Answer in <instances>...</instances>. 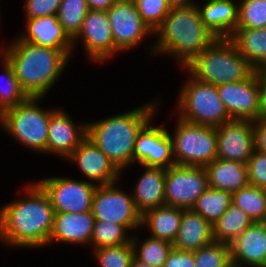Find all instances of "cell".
<instances>
[{"label": "cell", "mask_w": 266, "mask_h": 267, "mask_svg": "<svg viewBox=\"0 0 266 267\" xmlns=\"http://www.w3.org/2000/svg\"><path fill=\"white\" fill-rule=\"evenodd\" d=\"M26 197L0 208V239L17 248L48 245L53 228L54 208L49 196L36 183L24 187Z\"/></svg>", "instance_id": "6da1fadb"}, {"label": "cell", "mask_w": 266, "mask_h": 267, "mask_svg": "<svg viewBox=\"0 0 266 267\" xmlns=\"http://www.w3.org/2000/svg\"><path fill=\"white\" fill-rule=\"evenodd\" d=\"M73 49L38 46L18 37L0 50L28 97H44L57 83Z\"/></svg>", "instance_id": "7a4b0ae2"}, {"label": "cell", "mask_w": 266, "mask_h": 267, "mask_svg": "<svg viewBox=\"0 0 266 267\" xmlns=\"http://www.w3.org/2000/svg\"><path fill=\"white\" fill-rule=\"evenodd\" d=\"M157 41L151 55H172L181 67L187 66L217 38L204 26L196 4L174 6L155 31Z\"/></svg>", "instance_id": "3957f363"}, {"label": "cell", "mask_w": 266, "mask_h": 267, "mask_svg": "<svg viewBox=\"0 0 266 267\" xmlns=\"http://www.w3.org/2000/svg\"><path fill=\"white\" fill-rule=\"evenodd\" d=\"M153 101L133 110L90 121L87 124V137L110 159L122 173L133 165L135 141L140 130L153 119L156 107Z\"/></svg>", "instance_id": "277c9868"}, {"label": "cell", "mask_w": 266, "mask_h": 267, "mask_svg": "<svg viewBox=\"0 0 266 267\" xmlns=\"http://www.w3.org/2000/svg\"><path fill=\"white\" fill-rule=\"evenodd\" d=\"M184 69L214 86L246 80L257 71L229 38L216 39Z\"/></svg>", "instance_id": "5b68a950"}, {"label": "cell", "mask_w": 266, "mask_h": 267, "mask_svg": "<svg viewBox=\"0 0 266 267\" xmlns=\"http://www.w3.org/2000/svg\"><path fill=\"white\" fill-rule=\"evenodd\" d=\"M43 97H28L19 105L9 108L0 114L2 130L22 146L38 153H46L50 113L38 105Z\"/></svg>", "instance_id": "8992f818"}, {"label": "cell", "mask_w": 266, "mask_h": 267, "mask_svg": "<svg viewBox=\"0 0 266 267\" xmlns=\"http://www.w3.org/2000/svg\"><path fill=\"white\" fill-rule=\"evenodd\" d=\"M188 78L181 87L178 99V115L185 121L218 127L231 119L220 99L217 86L200 81L187 71Z\"/></svg>", "instance_id": "52a82bcc"}, {"label": "cell", "mask_w": 266, "mask_h": 267, "mask_svg": "<svg viewBox=\"0 0 266 267\" xmlns=\"http://www.w3.org/2000/svg\"><path fill=\"white\" fill-rule=\"evenodd\" d=\"M170 135L176 165L205 167L217 158L216 127L191 123L178 117Z\"/></svg>", "instance_id": "ba28073f"}, {"label": "cell", "mask_w": 266, "mask_h": 267, "mask_svg": "<svg viewBox=\"0 0 266 267\" xmlns=\"http://www.w3.org/2000/svg\"><path fill=\"white\" fill-rule=\"evenodd\" d=\"M116 184L96 187L92 198V215L95 220L112 222L123 225L129 231H136L142 227V216L136 210L132 193L124 192Z\"/></svg>", "instance_id": "9c48e42d"}, {"label": "cell", "mask_w": 266, "mask_h": 267, "mask_svg": "<svg viewBox=\"0 0 266 267\" xmlns=\"http://www.w3.org/2000/svg\"><path fill=\"white\" fill-rule=\"evenodd\" d=\"M209 187L207 172L200 166L173 165L166 169L165 204L191 209L196 199Z\"/></svg>", "instance_id": "30bf717a"}, {"label": "cell", "mask_w": 266, "mask_h": 267, "mask_svg": "<svg viewBox=\"0 0 266 267\" xmlns=\"http://www.w3.org/2000/svg\"><path fill=\"white\" fill-rule=\"evenodd\" d=\"M36 183L49 196L54 212L91 211L95 183L65 177H48Z\"/></svg>", "instance_id": "8fae6325"}, {"label": "cell", "mask_w": 266, "mask_h": 267, "mask_svg": "<svg viewBox=\"0 0 266 267\" xmlns=\"http://www.w3.org/2000/svg\"><path fill=\"white\" fill-rule=\"evenodd\" d=\"M115 53L132 50L154 33L142 20L135 0H118L107 11Z\"/></svg>", "instance_id": "7c38bea8"}, {"label": "cell", "mask_w": 266, "mask_h": 267, "mask_svg": "<svg viewBox=\"0 0 266 267\" xmlns=\"http://www.w3.org/2000/svg\"><path fill=\"white\" fill-rule=\"evenodd\" d=\"M151 119L138 133L133 152V164L168 169L175 165L171 133L153 126Z\"/></svg>", "instance_id": "4fadbf2b"}, {"label": "cell", "mask_w": 266, "mask_h": 267, "mask_svg": "<svg viewBox=\"0 0 266 267\" xmlns=\"http://www.w3.org/2000/svg\"><path fill=\"white\" fill-rule=\"evenodd\" d=\"M82 41L84 52L96 64L107 61L115 53L112 28L106 11L89 10L81 31L73 39V49Z\"/></svg>", "instance_id": "5bb4252c"}, {"label": "cell", "mask_w": 266, "mask_h": 267, "mask_svg": "<svg viewBox=\"0 0 266 267\" xmlns=\"http://www.w3.org/2000/svg\"><path fill=\"white\" fill-rule=\"evenodd\" d=\"M217 158L248 163L255 150L254 121L232 119L216 127Z\"/></svg>", "instance_id": "9a60e30c"}, {"label": "cell", "mask_w": 266, "mask_h": 267, "mask_svg": "<svg viewBox=\"0 0 266 267\" xmlns=\"http://www.w3.org/2000/svg\"><path fill=\"white\" fill-rule=\"evenodd\" d=\"M220 99L231 119L252 120L259 117V71L250 78L217 86Z\"/></svg>", "instance_id": "2e32d148"}, {"label": "cell", "mask_w": 266, "mask_h": 267, "mask_svg": "<svg viewBox=\"0 0 266 267\" xmlns=\"http://www.w3.org/2000/svg\"><path fill=\"white\" fill-rule=\"evenodd\" d=\"M87 137V124H74L62 109H54L50 113L46 154L68 158L71 153Z\"/></svg>", "instance_id": "e0dca14e"}, {"label": "cell", "mask_w": 266, "mask_h": 267, "mask_svg": "<svg viewBox=\"0 0 266 267\" xmlns=\"http://www.w3.org/2000/svg\"><path fill=\"white\" fill-rule=\"evenodd\" d=\"M77 164L79 171L95 185H106L118 181L121 172L110 159L86 137L67 158Z\"/></svg>", "instance_id": "ac0fdd59"}, {"label": "cell", "mask_w": 266, "mask_h": 267, "mask_svg": "<svg viewBox=\"0 0 266 267\" xmlns=\"http://www.w3.org/2000/svg\"><path fill=\"white\" fill-rule=\"evenodd\" d=\"M230 252L233 267H266V223L249 226L230 244Z\"/></svg>", "instance_id": "d6986e66"}, {"label": "cell", "mask_w": 266, "mask_h": 267, "mask_svg": "<svg viewBox=\"0 0 266 267\" xmlns=\"http://www.w3.org/2000/svg\"><path fill=\"white\" fill-rule=\"evenodd\" d=\"M95 218L91 211L82 213L55 212L49 243L87 245L91 243Z\"/></svg>", "instance_id": "ffe728a7"}, {"label": "cell", "mask_w": 266, "mask_h": 267, "mask_svg": "<svg viewBox=\"0 0 266 267\" xmlns=\"http://www.w3.org/2000/svg\"><path fill=\"white\" fill-rule=\"evenodd\" d=\"M25 29L18 36L22 41L54 49H73V40L58 22L57 15L26 19Z\"/></svg>", "instance_id": "44dd1931"}, {"label": "cell", "mask_w": 266, "mask_h": 267, "mask_svg": "<svg viewBox=\"0 0 266 267\" xmlns=\"http://www.w3.org/2000/svg\"><path fill=\"white\" fill-rule=\"evenodd\" d=\"M204 26L217 38H230L238 24L239 4L234 0H210L200 7Z\"/></svg>", "instance_id": "7402d4cb"}, {"label": "cell", "mask_w": 266, "mask_h": 267, "mask_svg": "<svg viewBox=\"0 0 266 267\" xmlns=\"http://www.w3.org/2000/svg\"><path fill=\"white\" fill-rule=\"evenodd\" d=\"M142 167L145 168V171L138 179L132 192L136 210L141 216L149 210L166 205L164 195L166 169Z\"/></svg>", "instance_id": "603a6c76"}, {"label": "cell", "mask_w": 266, "mask_h": 267, "mask_svg": "<svg viewBox=\"0 0 266 267\" xmlns=\"http://www.w3.org/2000/svg\"><path fill=\"white\" fill-rule=\"evenodd\" d=\"M213 241L212 225L191 209L184 210L173 247L182 251L194 252Z\"/></svg>", "instance_id": "cb8c5ba5"}, {"label": "cell", "mask_w": 266, "mask_h": 267, "mask_svg": "<svg viewBox=\"0 0 266 267\" xmlns=\"http://www.w3.org/2000/svg\"><path fill=\"white\" fill-rule=\"evenodd\" d=\"M204 168L210 188L233 193L249 185L246 163L216 158Z\"/></svg>", "instance_id": "d4e9b609"}, {"label": "cell", "mask_w": 266, "mask_h": 267, "mask_svg": "<svg viewBox=\"0 0 266 267\" xmlns=\"http://www.w3.org/2000/svg\"><path fill=\"white\" fill-rule=\"evenodd\" d=\"M184 210L167 205L154 208L141 217V226L148 229L150 236L173 243L177 237Z\"/></svg>", "instance_id": "484cf974"}, {"label": "cell", "mask_w": 266, "mask_h": 267, "mask_svg": "<svg viewBox=\"0 0 266 267\" xmlns=\"http://www.w3.org/2000/svg\"><path fill=\"white\" fill-rule=\"evenodd\" d=\"M229 39L257 71H266V27L236 29Z\"/></svg>", "instance_id": "4316f807"}, {"label": "cell", "mask_w": 266, "mask_h": 267, "mask_svg": "<svg viewBox=\"0 0 266 267\" xmlns=\"http://www.w3.org/2000/svg\"><path fill=\"white\" fill-rule=\"evenodd\" d=\"M252 224L245 211L231 203L226 212L212 225L214 241L231 244Z\"/></svg>", "instance_id": "83f0119b"}, {"label": "cell", "mask_w": 266, "mask_h": 267, "mask_svg": "<svg viewBox=\"0 0 266 267\" xmlns=\"http://www.w3.org/2000/svg\"><path fill=\"white\" fill-rule=\"evenodd\" d=\"M232 193L208 187L197 199L191 210L213 225L229 208Z\"/></svg>", "instance_id": "f1b7e54d"}, {"label": "cell", "mask_w": 266, "mask_h": 267, "mask_svg": "<svg viewBox=\"0 0 266 267\" xmlns=\"http://www.w3.org/2000/svg\"><path fill=\"white\" fill-rule=\"evenodd\" d=\"M231 203L245 211L253 223L266 222V189L248 185L232 193Z\"/></svg>", "instance_id": "f546056e"}, {"label": "cell", "mask_w": 266, "mask_h": 267, "mask_svg": "<svg viewBox=\"0 0 266 267\" xmlns=\"http://www.w3.org/2000/svg\"><path fill=\"white\" fill-rule=\"evenodd\" d=\"M137 240L136 235L134 238L132 236L131 242L134 248V257L140 262L153 267H163L169 253L173 249V243L150 235L145 240L140 241V244Z\"/></svg>", "instance_id": "4dcf8cb0"}, {"label": "cell", "mask_w": 266, "mask_h": 267, "mask_svg": "<svg viewBox=\"0 0 266 267\" xmlns=\"http://www.w3.org/2000/svg\"><path fill=\"white\" fill-rule=\"evenodd\" d=\"M89 10L87 0H62L57 12V18L72 40L81 31L83 21Z\"/></svg>", "instance_id": "1f68e13d"}, {"label": "cell", "mask_w": 266, "mask_h": 267, "mask_svg": "<svg viewBox=\"0 0 266 267\" xmlns=\"http://www.w3.org/2000/svg\"><path fill=\"white\" fill-rule=\"evenodd\" d=\"M128 230L123 225L95 220L90 246L96 250L103 247L118 246L131 242Z\"/></svg>", "instance_id": "d6a6232c"}, {"label": "cell", "mask_w": 266, "mask_h": 267, "mask_svg": "<svg viewBox=\"0 0 266 267\" xmlns=\"http://www.w3.org/2000/svg\"><path fill=\"white\" fill-rule=\"evenodd\" d=\"M1 59L4 65V74L2 77L6 80V85H3L4 87L0 86V114L9 108L19 105L28 98L27 94L19 85V81L15 76L12 65L2 55Z\"/></svg>", "instance_id": "836d02e7"}, {"label": "cell", "mask_w": 266, "mask_h": 267, "mask_svg": "<svg viewBox=\"0 0 266 267\" xmlns=\"http://www.w3.org/2000/svg\"><path fill=\"white\" fill-rule=\"evenodd\" d=\"M196 267H233L230 244L213 241L194 251Z\"/></svg>", "instance_id": "e575fe53"}, {"label": "cell", "mask_w": 266, "mask_h": 267, "mask_svg": "<svg viewBox=\"0 0 266 267\" xmlns=\"http://www.w3.org/2000/svg\"><path fill=\"white\" fill-rule=\"evenodd\" d=\"M266 27V0H242L239 4L237 29Z\"/></svg>", "instance_id": "d590c367"}, {"label": "cell", "mask_w": 266, "mask_h": 267, "mask_svg": "<svg viewBox=\"0 0 266 267\" xmlns=\"http://www.w3.org/2000/svg\"><path fill=\"white\" fill-rule=\"evenodd\" d=\"M100 267H131L134 258L132 242L93 250Z\"/></svg>", "instance_id": "8d00e7d4"}, {"label": "cell", "mask_w": 266, "mask_h": 267, "mask_svg": "<svg viewBox=\"0 0 266 267\" xmlns=\"http://www.w3.org/2000/svg\"><path fill=\"white\" fill-rule=\"evenodd\" d=\"M144 23L155 33L169 14L171 6L167 0H135Z\"/></svg>", "instance_id": "74e56055"}, {"label": "cell", "mask_w": 266, "mask_h": 267, "mask_svg": "<svg viewBox=\"0 0 266 267\" xmlns=\"http://www.w3.org/2000/svg\"><path fill=\"white\" fill-rule=\"evenodd\" d=\"M247 168L249 185L266 189V153L254 150Z\"/></svg>", "instance_id": "f35d334b"}, {"label": "cell", "mask_w": 266, "mask_h": 267, "mask_svg": "<svg viewBox=\"0 0 266 267\" xmlns=\"http://www.w3.org/2000/svg\"><path fill=\"white\" fill-rule=\"evenodd\" d=\"M62 0H25L26 19L57 15Z\"/></svg>", "instance_id": "ab89813d"}, {"label": "cell", "mask_w": 266, "mask_h": 267, "mask_svg": "<svg viewBox=\"0 0 266 267\" xmlns=\"http://www.w3.org/2000/svg\"><path fill=\"white\" fill-rule=\"evenodd\" d=\"M163 267H196L194 261V252L171 250Z\"/></svg>", "instance_id": "60d3db41"}, {"label": "cell", "mask_w": 266, "mask_h": 267, "mask_svg": "<svg viewBox=\"0 0 266 267\" xmlns=\"http://www.w3.org/2000/svg\"><path fill=\"white\" fill-rule=\"evenodd\" d=\"M255 150L266 153V120L254 121Z\"/></svg>", "instance_id": "b9f144b4"}, {"label": "cell", "mask_w": 266, "mask_h": 267, "mask_svg": "<svg viewBox=\"0 0 266 267\" xmlns=\"http://www.w3.org/2000/svg\"><path fill=\"white\" fill-rule=\"evenodd\" d=\"M260 111L258 119L266 120V71H259Z\"/></svg>", "instance_id": "7bdbcfd3"}, {"label": "cell", "mask_w": 266, "mask_h": 267, "mask_svg": "<svg viewBox=\"0 0 266 267\" xmlns=\"http://www.w3.org/2000/svg\"><path fill=\"white\" fill-rule=\"evenodd\" d=\"M118 0H87L90 10L107 11Z\"/></svg>", "instance_id": "ee69618b"}, {"label": "cell", "mask_w": 266, "mask_h": 267, "mask_svg": "<svg viewBox=\"0 0 266 267\" xmlns=\"http://www.w3.org/2000/svg\"><path fill=\"white\" fill-rule=\"evenodd\" d=\"M167 2L171 7L187 6V5H191V4H196V2H194L192 0H167Z\"/></svg>", "instance_id": "f6af8a7d"}, {"label": "cell", "mask_w": 266, "mask_h": 267, "mask_svg": "<svg viewBox=\"0 0 266 267\" xmlns=\"http://www.w3.org/2000/svg\"><path fill=\"white\" fill-rule=\"evenodd\" d=\"M131 267H153L151 265H148L146 263H142L139 260H137L135 257L132 259Z\"/></svg>", "instance_id": "bcb514c9"}]
</instances>
